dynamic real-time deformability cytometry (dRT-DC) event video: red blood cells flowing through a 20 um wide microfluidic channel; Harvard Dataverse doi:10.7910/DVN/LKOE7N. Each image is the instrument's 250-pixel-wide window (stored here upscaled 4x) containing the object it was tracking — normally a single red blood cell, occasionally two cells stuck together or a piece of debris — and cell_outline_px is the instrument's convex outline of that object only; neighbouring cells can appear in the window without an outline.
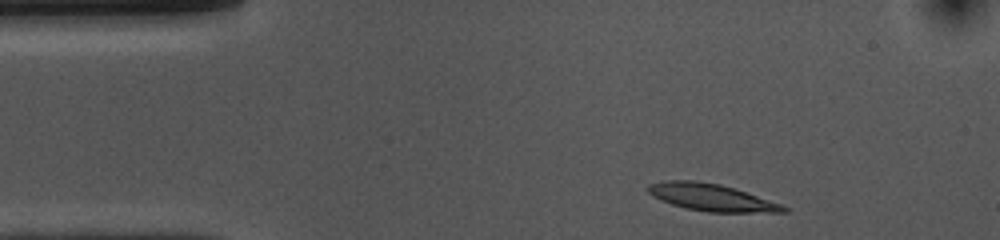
{"species": "common noctule bat (a hibernating species)", "species_latin": "Nyctalus noctula", "temperature_condition": "cold", "stored_images_in_passage": 38, "camera_frame_rate_fps": 3000, "um_per_image_px": 0.085, "animal": {"sex": "female", "body_mass_g": 10.0, "forearm_length_mm": 53.1}, "frame": {"image": 1, "passage_image": 2, "time_ms": 0.333, "image_size_px": [1000, 240], "cell_outline_px": [[788, 212], [708, 212], [688, 208], [672, 204], [660, 200], [648, 192], [648, 184], [664, 180], [692, 180], [720, 184], [780, 204], [788, 208]], "centroid_in_image_um": [60.42, 16.77], "position_along_channel_um": 24.6, "area_um2": 20.92}}
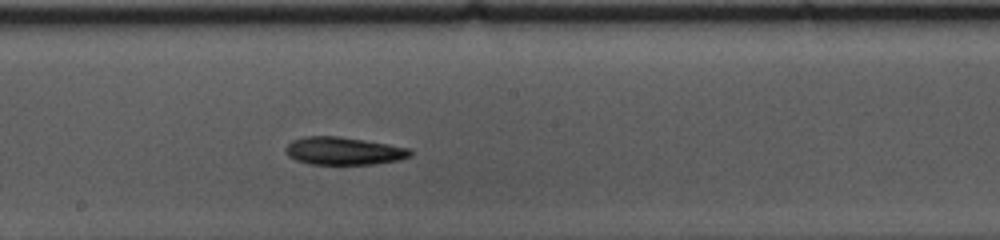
{"frame": {"image": 2, "passage_image": 22, "time_ms": 7.0, "image_size_px": [1000, 240], "cell_outline_px": [[412, 156], [400, 160], [376, 164], [308, 164], [296, 160], [288, 156], [284, 148], [292, 140], [304, 136], [340, 136], [412, 148]], "centroid_in_image_um": [29.23, 12.83], "position_along_channel_um": 219.0, "area_um2": 20.4}}
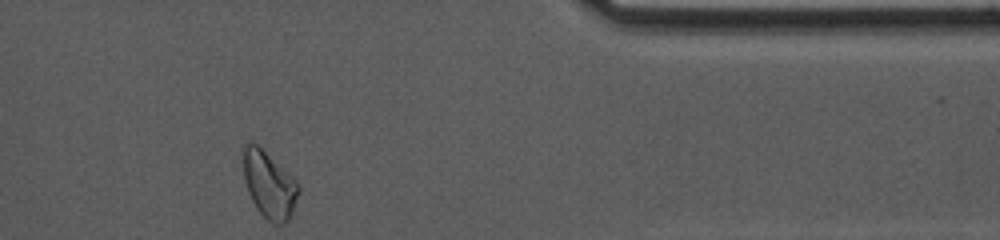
{"frame": {"image": 3, "passage_image": 38, "time_ms": 12.333, "image_size_px": [1000, 240], "cell_outline_px": [[300, 188], [288, 220], [284, 224], [272, 224], [256, 208], [248, 192], [244, 180], [240, 148], [244, 144], [252, 140], [288, 172], [292, 176]], "centroid_in_image_um": [22.8, 15.64], "position_along_channel_um": 388.6, "area_um2": 21.62}, "authors_computed_cell_mechanics": {"area_um2": 20.3167, "velocity_mm_per_s": 3.6853, "shape_relaxation_time_tau1_ms": 4.8804, "shape_relaxation_time_tau2_ms": 11.2316, "deformation_change_tau1": 0.1534, "deformation_change_tau2": 0.1698}}